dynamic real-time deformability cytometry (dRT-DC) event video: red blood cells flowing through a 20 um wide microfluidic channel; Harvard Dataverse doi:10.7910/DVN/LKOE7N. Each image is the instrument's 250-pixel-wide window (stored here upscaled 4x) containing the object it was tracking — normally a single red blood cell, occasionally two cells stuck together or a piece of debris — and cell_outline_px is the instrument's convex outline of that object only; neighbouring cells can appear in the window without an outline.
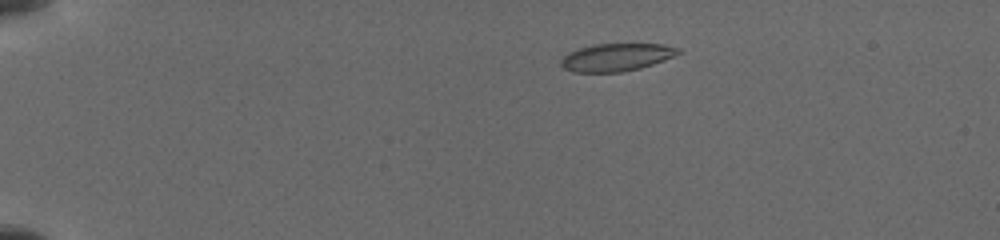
{"species": "common noctule bat (a hibernating species)", "species_latin": "Nyctalus noctula", "temperature_condition": "cold", "stored_images_in_passage": 11, "segment_of_instrument_passage": [1, 2], "camera_frame_rate_fps": 3000, "um_per_image_px": 0.085, "animal": {"sex": "female", "body_mass_g": 19.5, "forearm_length_mm": 54.1}, "frame": {"image": 1, "passage_image": 5, "time_ms": 2.667, "image_size_px": [1000, 240], "cell_outline_px": [[680, 52], [672, 56], [652, 64], [640, 68], [620, 72], [576, 72], [564, 68], [560, 64], [560, 60], [564, 56], [580, 48], [592, 44], [664, 44], [680, 48]], "centroid_in_image_um": [52.38, 4.86], "position_along_channel_um": 32.6, "area_um2": 18.61}}
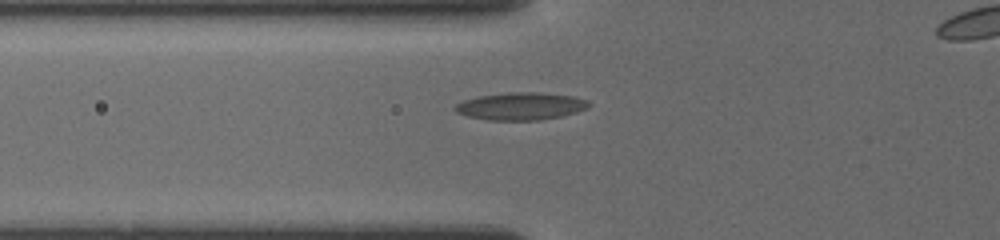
{"frame": {"image": 2, "passage_image": 10, "time_ms": 6.0, "image_size_px": [1000, 240], "cell_outline_px": [[588, 108], [576, 112], [560, 116], [540, 120], [488, 120], [468, 116], [456, 112], [452, 108], [456, 104], [464, 100], [480, 96], [508, 92], [536, 92], [572, 96], [584, 100], [588, 104]], "centroid_in_image_um": [44.21, 9.03], "position_along_channel_um": 81.6, "area_um2": 21.15}}